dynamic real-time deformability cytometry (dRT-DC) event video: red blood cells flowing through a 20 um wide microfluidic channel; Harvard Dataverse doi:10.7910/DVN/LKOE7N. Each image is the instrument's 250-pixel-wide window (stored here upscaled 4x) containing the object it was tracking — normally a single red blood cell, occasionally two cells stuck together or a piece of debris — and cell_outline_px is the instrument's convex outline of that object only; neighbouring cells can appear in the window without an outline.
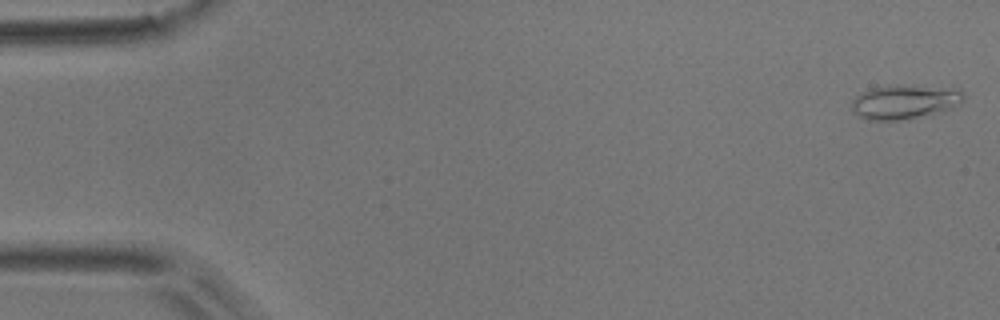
{"species": "common noctule bat (a hibernating species)", "species_latin": "Nyctalus noctula", "temperature_condition": "room temperature", "stored_images_in_passage": 53, "camera_frame_rate_fps": 3000, "um_per_image_px": 0.085, "animal": {"sex": "male", "body_mass_g": 17.9}, "frame": {"image": 1, "passage_image": 1, "time_ms": 0.0, "image_size_px": [1000, 320], "cell_outline_px": [[964, 96], [960, 104], [944, 112], [908, 120], [868, 120], [856, 116], [852, 112], [852, 100], [856, 96], [872, 88], [888, 84], [960, 88]], "centroid_in_image_um": [76.91, 8.67], "position_along_channel_um": 8.1, "area_um2": 22.95}}
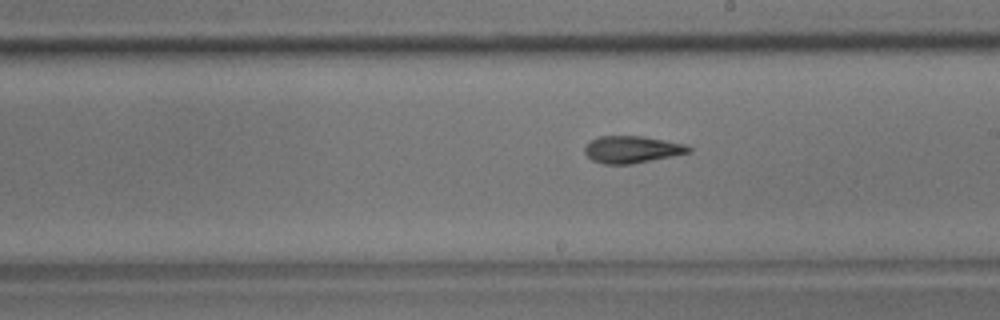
{"frame": {"image": 2, "passage_image": 30, "time_ms": 9.667, "image_size_px": [1000, 320], "cell_outline_px": [[692, 152], [632, 164], [604, 164], [592, 160], [584, 152], [584, 148], [592, 140], [600, 136], [644, 136], [684, 144], [692, 148]], "centroid_in_image_um": [53.73, 12.71], "position_along_channel_um": 235.3, "area_um2": 16.3}}
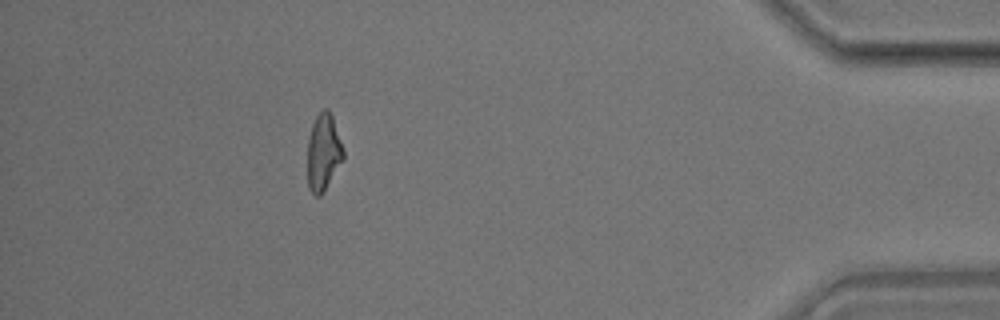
{"frame": {"image": 3, "passage_image": 48, "time_ms": 15.667, "image_size_px": [1000, 320], "cell_outline_px": [[344, 160], [324, 192], [320, 196], [316, 196], [308, 188], [308, 140], [312, 124], [316, 116], [324, 108], [328, 108], [332, 116], [344, 148]], "centroid_in_image_um": [27.51, 12.96], "position_along_channel_um": 407.7, "area_um2": 16.24}, "authors_computed_cell_mechanics": {"area_um2": 16.5308, "velocity_mm_per_s": 3.7379, "shape_relaxation_time_tau1_ms": 7.8794, "shape_relaxation_time_tau2_ms": 3.5803, "deformation_change_tau1": 0.2135, "deformation_change_tau2": 0.1242}}